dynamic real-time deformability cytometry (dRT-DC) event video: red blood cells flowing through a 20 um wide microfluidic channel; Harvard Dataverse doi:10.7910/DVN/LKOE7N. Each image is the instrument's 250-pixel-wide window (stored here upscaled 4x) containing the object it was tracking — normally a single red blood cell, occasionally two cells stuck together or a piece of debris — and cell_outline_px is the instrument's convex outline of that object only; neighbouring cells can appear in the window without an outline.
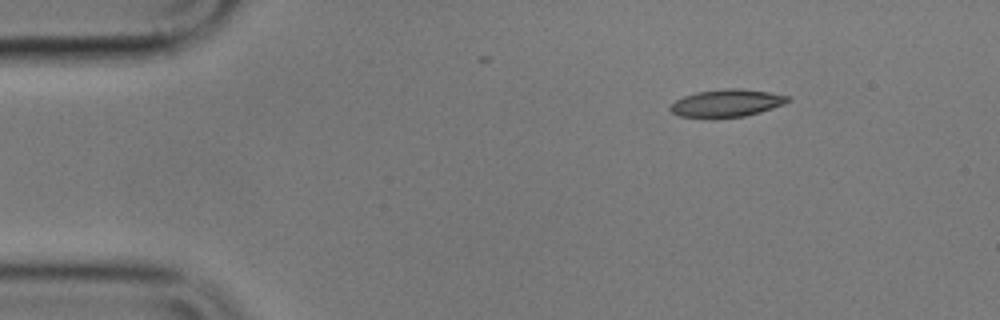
{"species": "common noctule bat (a hibernating species)", "species_latin": "Nyctalus noctula", "temperature_condition": "cold", "stored_images_in_passage": 6, "segment_of_instrument_passage": [2, 2], "camera_frame_rate_fps": 3000, "um_per_image_px": 0.085, "animal": {"sex": "male", "body_mass_g": 17.9}, "frame": {"image": 1, "passage_image": 6, "time_ms": 6.0, "image_size_px": [1000, 320], "cell_outline_px": [[792, 100], [784, 104], [760, 112], [744, 116], [716, 120], [712, 120], [680, 116], [672, 112], [668, 108], [676, 100], [684, 96], [696, 92], [728, 88], [740, 88], [768, 92], [792, 96]], "centroid_in_image_um": [61.77, 8.79], "position_along_channel_um": 23.2, "area_um2": 19.42}}